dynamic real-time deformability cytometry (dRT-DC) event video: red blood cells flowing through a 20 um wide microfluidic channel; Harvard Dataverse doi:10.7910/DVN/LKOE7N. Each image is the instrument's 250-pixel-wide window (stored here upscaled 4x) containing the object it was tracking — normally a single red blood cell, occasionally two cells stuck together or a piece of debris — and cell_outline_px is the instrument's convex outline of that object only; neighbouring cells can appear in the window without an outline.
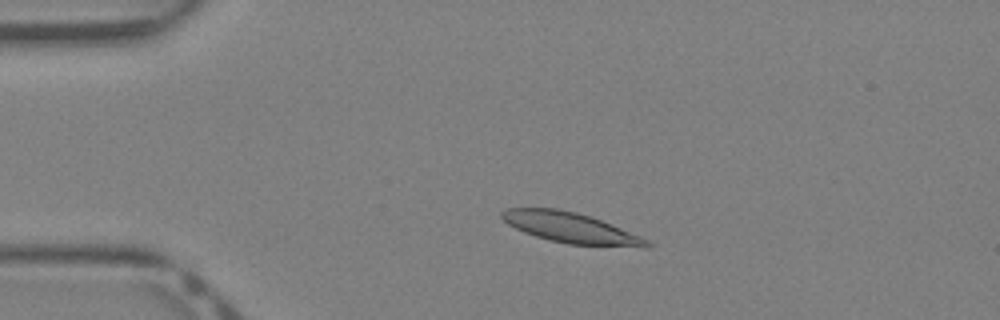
{"species": "Egyptian fruit bat (a non-hibernating species)", "species_latin": "Rousettus aegyptiacus", "temperature_condition": "warm", "stored_images_in_passage": 15, "camera_frame_rate_fps": 3000, "um_per_image_px": 0.085, "animal": {"sex": "female"}, "frame": {"image": 1, "passage_image": 7, "time_ms": 2.0, "image_size_px": [1000, 320], "cell_outline_px": [[652, 244], [648, 248], [644, 248], [568, 244], [548, 240], [524, 232], [508, 224], [500, 216], [500, 212], [504, 208], [556, 208], [576, 212], [592, 216], [612, 224], [640, 236], [648, 240]], "centroid_in_image_um": [48.53, 19.36], "position_along_channel_um": 36.5, "area_um2": 25.95}}
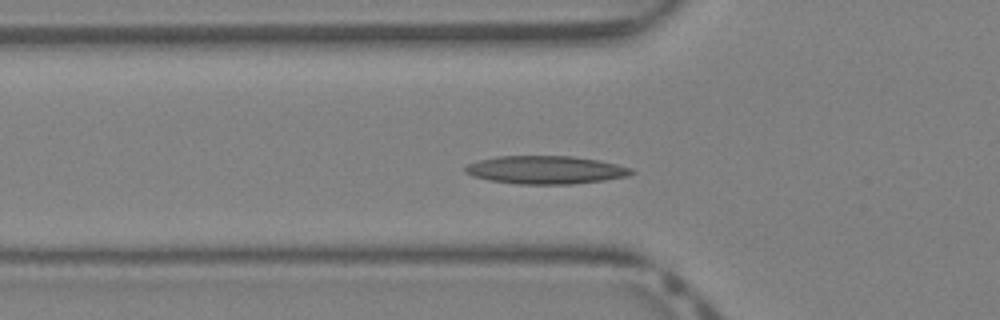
{"frame": {"image": 2, "passage_image": 12, "time_ms": 3.667, "image_size_px": [1000, 320], "cell_outline_px": [[636, 172], [628, 176], [604, 180], [572, 184], [516, 184], [488, 180], [472, 176], [464, 172], [464, 168], [468, 164], [480, 160], [496, 156], [572, 156], [600, 160], [632, 168]], "centroid_in_image_um": [46.38, 14.44], "position_along_channel_um": 79.4, "area_um2": 27.34}}
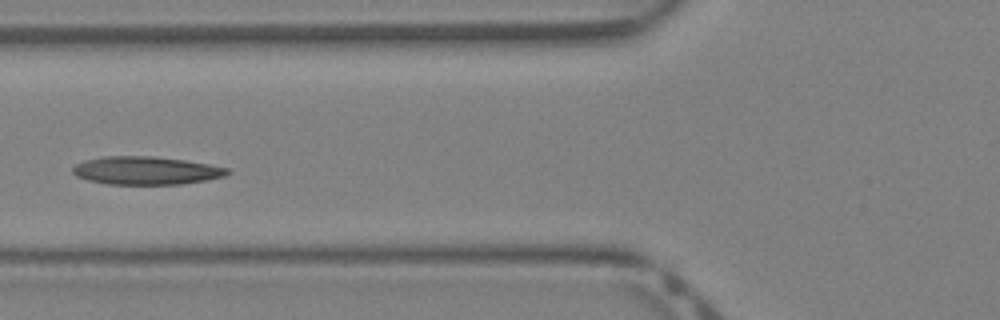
{"frame": {"image": 3, "passage_image": 14, "time_ms": 4.333, "image_size_px": [1000, 320], "cell_outline_px": [[232, 172], [224, 176], [204, 180], [180, 184], [108, 184], [88, 180], [76, 176], [72, 172], [72, 168], [76, 164], [84, 160], [104, 156], [156, 156], [184, 160], [208, 164], [228, 168]], "centroid_in_image_um": [12.39, 14.49], "position_along_channel_um": 113.4, "area_um2": 25.26}}